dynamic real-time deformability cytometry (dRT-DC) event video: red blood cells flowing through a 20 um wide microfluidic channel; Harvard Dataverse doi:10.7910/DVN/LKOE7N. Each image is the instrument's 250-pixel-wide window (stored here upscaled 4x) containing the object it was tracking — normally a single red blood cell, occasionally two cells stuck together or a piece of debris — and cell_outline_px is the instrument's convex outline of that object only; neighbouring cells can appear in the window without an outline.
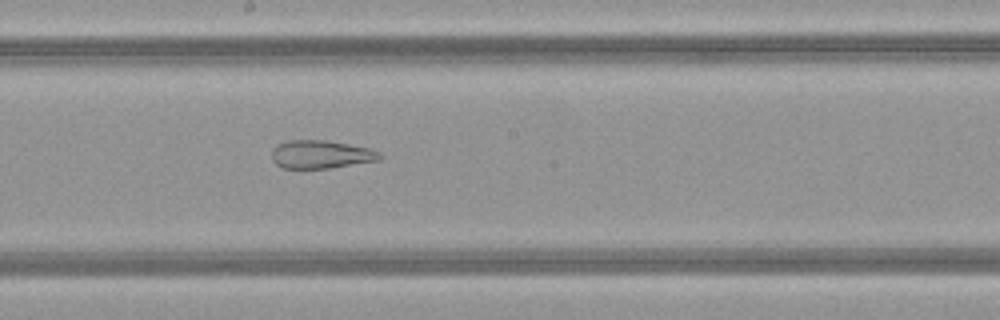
{"species": "common noctule bat (a hibernating species)", "species_latin": "Nyctalus noctula", "temperature_condition": "warm", "stored_images_in_passage": 49, "camera_frame_rate_fps": 3000, "um_per_image_px": 0.085, "animal": {"sex": "female", "body_mass_g": 21.9}, "frame": {"image": 1, "passage_image": 27, "time_ms": 8.667, "image_size_px": [1000, 320], "cell_outline_px": [[384, 156], [380, 160], [332, 168], [284, 168], [276, 164], [272, 160], [272, 148], [276, 144], [288, 140], [328, 140], [368, 148], [380, 152]], "centroid_in_image_um": [27.28, 13.12], "position_along_channel_um": 220.9, "area_um2": 17.92}}
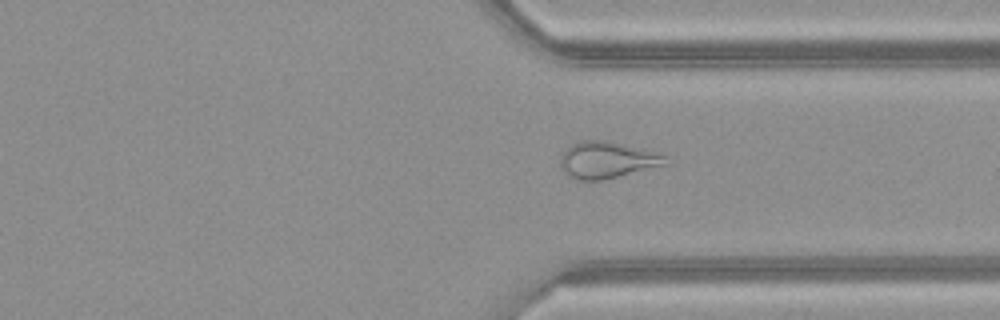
{"frame": {"image": 2, "passage_image": 37, "time_ms": 12.0, "image_size_px": [1000, 320], "cell_outline_px": [[672, 164], [604, 180], [576, 180], [564, 172], [560, 164], [560, 156], [572, 144], [580, 140], [604, 140], [656, 152], [668, 156]], "centroid_in_image_um": [51.67, 13.61], "position_along_channel_um": 359.7, "area_um2": 22.72}}
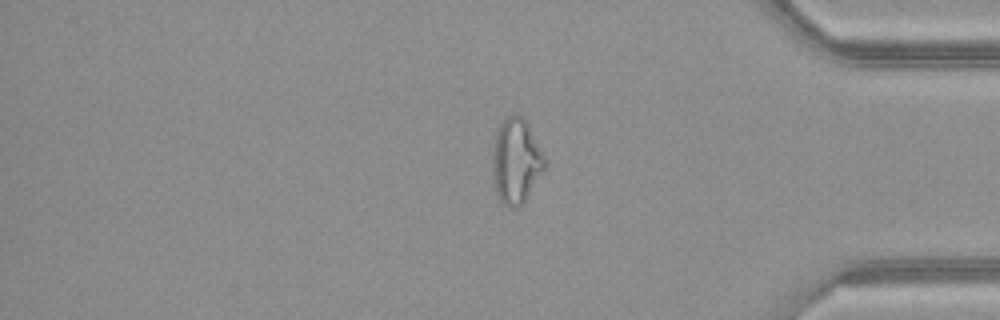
{"frame": {"image": 3, "passage_image": 41, "time_ms": 13.333, "image_size_px": [1000, 320], "cell_outline_px": [[548, 160], [544, 168], [524, 204], [516, 208], [508, 208], [500, 200], [496, 192], [492, 172], [492, 144], [496, 128], [512, 112], [516, 112], [524, 116]], "centroid_in_image_um": [43.86, 13.65], "position_along_channel_um": 391.3, "area_um2": 26.7}, "authors_computed_cell_mechanics": {"area_um2": 26.7036, "velocity_mm_per_s": 4.1645, "shape_relaxation_time_tau1_ms": null, "shape_relaxation_time_tau2_ms": 1.8261, "deformation_change_tau1": null, "deformation_change_tau2": 0.1204}}